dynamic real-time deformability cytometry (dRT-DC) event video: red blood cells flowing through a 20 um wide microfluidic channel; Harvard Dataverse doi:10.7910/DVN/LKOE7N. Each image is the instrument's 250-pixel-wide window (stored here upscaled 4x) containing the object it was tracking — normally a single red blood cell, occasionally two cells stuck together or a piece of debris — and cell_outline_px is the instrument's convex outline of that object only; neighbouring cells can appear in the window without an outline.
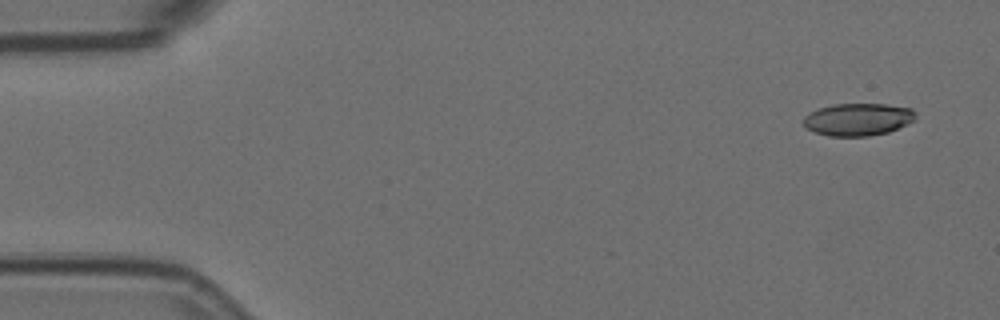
{"species": "Egyptian fruit bat (a non-hibernating species)", "species_latin": "Rousettus aegyptiacus", "temperature_condition": "room temperature", "stored_images_in_passage": 5, "camera_frame_rate_fps": 3000, "um_per_image_px": 0.085, "animal": {"sex": "female"}, "frame": {"image": 1, "passage_image": 1, "time_ms": 0.0, "image_size_px": [1000, 320], "cell_outline_px": [[916, 120], [908, 124], [888, 132], [868, 136], [828, 136], [816, 132], [808, 128], [804, 124], [804, 116], [820, 108], [832, 104], [884, 104], [912, 108], [916, 112]], "centroid_in_image_um": [72.98, 10.15], "position_along_channel_um": 12.0, "area_um2": 21.15}}
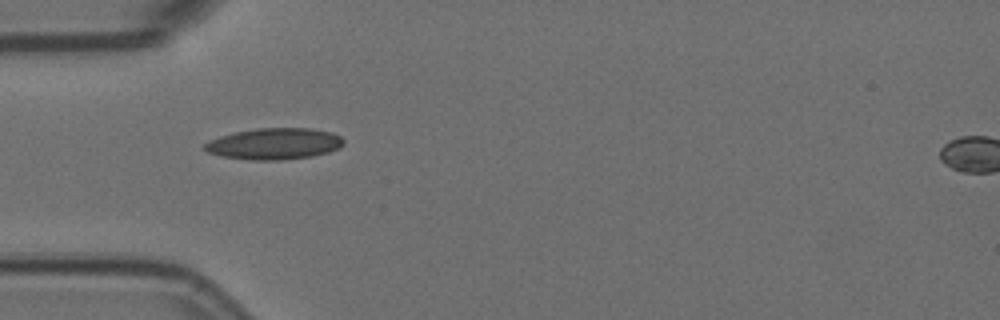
{"frame": {"image": 2, "passage_image": 5, "time_ms": 1.333, "image_size_px": [1000, 320], "cell_outline_px": [[344, 144], [340, 148], [328, 152], [312, 156], [280, 160], [252, 160], [224, 156], [208, 152], [204, 148], [204, 144], [220, 136], [236, 132], [256, 128], [308, 128], [332, 132], [340, 136], [344, 140]], "centroid_in_image_um": [23.36, 12.22], "position_along_channel_um": 61.6, "area_um2": 25.2}}